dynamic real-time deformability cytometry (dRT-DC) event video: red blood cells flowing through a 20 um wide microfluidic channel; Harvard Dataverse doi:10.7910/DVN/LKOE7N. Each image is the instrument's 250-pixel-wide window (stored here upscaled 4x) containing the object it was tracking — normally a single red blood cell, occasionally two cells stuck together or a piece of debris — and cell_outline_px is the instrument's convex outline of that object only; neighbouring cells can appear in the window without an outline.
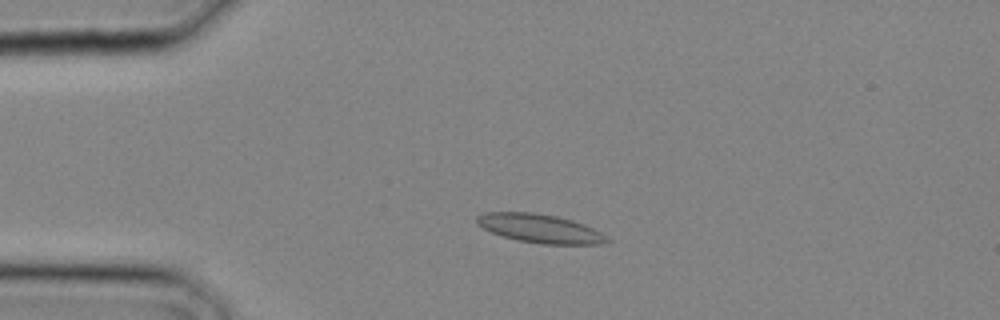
{"species": "common noctule bat (a hibernating species)", "species_latin": "Nyctalus noctula", "temperature_condition": "cold", "stored_images_in_passage": 26, "camera_frame_rate_fps": 3000, "um_per_image_px": 0.085, "animal": {"sex": "male", "body_mass_g": 20.4}, "frame": {"image": 1, "passage_image": 5, "time_ms": 1.333, "image_size_px": [1000, 320], "cell_outline_px": [[612, 240], [604, 244], [540, 244], [520, 240], [504, 236], [492, 232], [476, 224], [476, 216], [484, 212], [532, 212], [556, 216], [572, 220], [584, 224], [608, 236]], "centroid_in_image_um": [45.92, 19.42], "position_along_channel_um": 39.1, "area_um2": 21.73}}
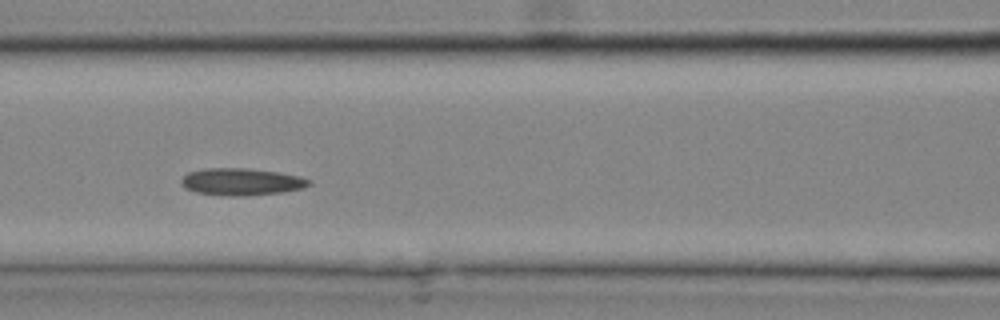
{"frame": {"image": 2, "passage_image": 11, "time_ms": 3.333, "image_size_px": [1000, 320], "cell_outline_px": [[312, 184], [304, 188], [280, 192], [244, 196], [228, 196], [196, 192], [184, 188], [180, 184], [180, 180], [188, 172], [204, 168], [248, 168], [280, 172], [300, 176], [312, 180]], "centroid_in_image_um": [20.53, 15.44], "position_along_channel_um": 146.1, "area_um2": 20.4}}
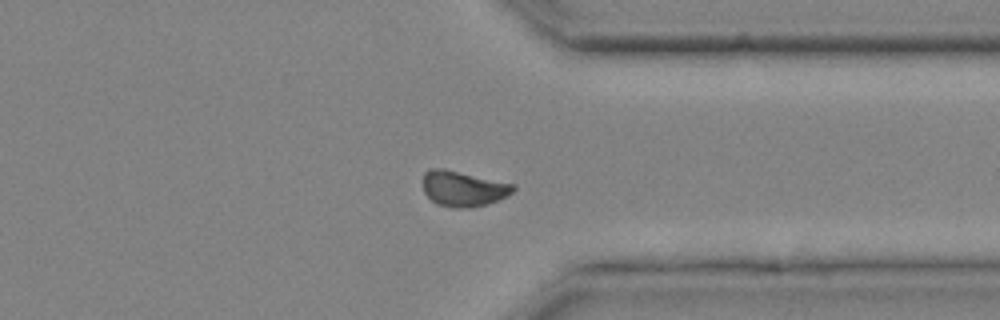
{"frame": {"image": 3, "passage_image": 21, "time_ms": 6.667, "image_size_px": [1000, 320], "cell_outline_px": [[516, 188], [508, 196], [472, 208], [452, 208], [436, 204], [424, 192], [424, 172], [428, 168], [444, 168], [516, 184]], "centroid_in_image_um": [39.38, 16.02], "position_along_channel_um": 372.0, "area_um2": 18.79}}